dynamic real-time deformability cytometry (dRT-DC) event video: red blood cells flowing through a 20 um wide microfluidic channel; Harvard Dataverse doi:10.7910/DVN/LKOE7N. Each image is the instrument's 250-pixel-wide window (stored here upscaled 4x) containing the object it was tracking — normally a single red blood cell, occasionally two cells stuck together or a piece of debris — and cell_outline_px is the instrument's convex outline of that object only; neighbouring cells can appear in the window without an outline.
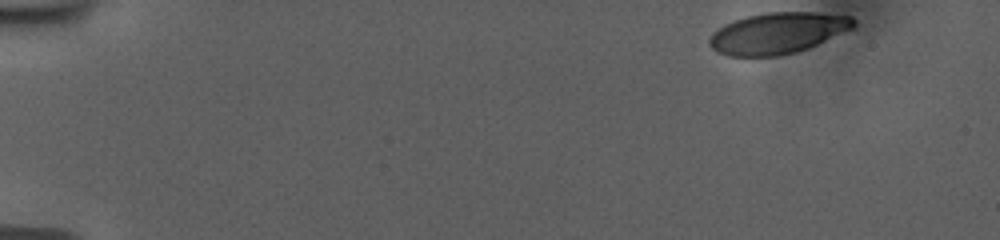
{"species": "human", "species_latin": "Homo sapiens", "temperature_condition": "room temperature", "stored_images_in_passage": 46, "camera_frame_rate_fps": 3000, "um_per_image_px": 0.085, "donor": {"sex": "female"}, "frame": {"image": 1, "passage_image": 1, "time_ms": 0.0, "image_size_px": [1000, 240], "cell_outline_px": [[856, 28], [808, 48], [796, 52], [780, 56], [728, 56], [716, 52], [708, 44], [708, 40], [712, 32], [724, 24], [748, 16], [768, 12], [816, 12], [852, 16], [856, 20]], "centroid_in_image_um": [66.13, 2.81], "position_along_channel_um": 18.9, "area_um2": 34.97}}
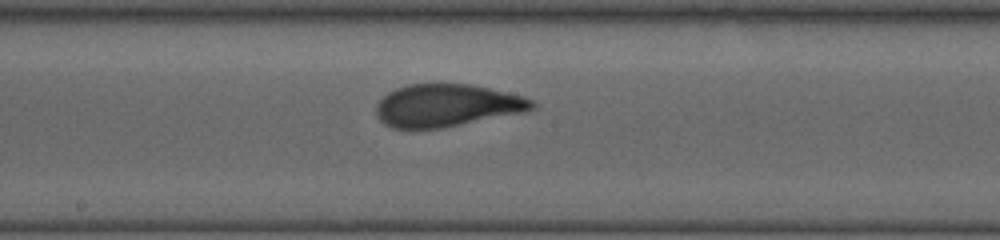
{"frame": {"image": 2, "passage_image": 27, "time_ms": 8.667, "image_size_px": [1000, 240], "cell_outline_px": [[536, 108], [524, 112], [444, 128], [392, 128], [384, 124], [376, 116], [376, 104], [388, 92], [396, 88], [408, 84], [472, 84], [524, 96], [532, 100], [536, 104]], "centroid_in_image_um": [37.98, 8.96], "position_along_channel_um": 210.2, "area_um2": 38.78}}
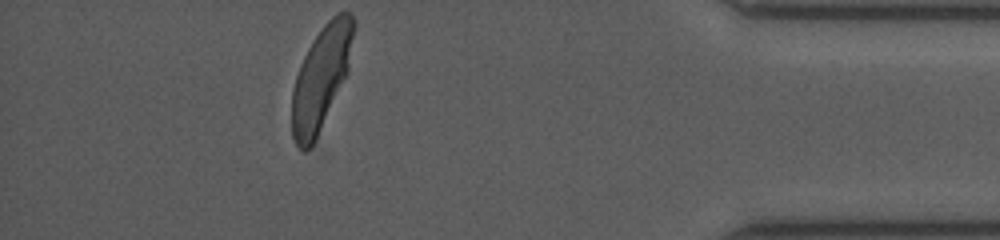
{"frame": {"image": 3, "passage_image": 46, "time_ms": 15.0, "image_size_px": [1000, 240], "cell_outline_px": [[356, 24], [348, 72], [312, 144], [304, 152], [296, 144], [292, 136], [292, 88], [300, 64], [312, 40], [324, 24], [336, 12], [348, 12], [356, 20]], "centroid_in_image_um": [27.3, 6.54], "position_along_channel_um": 407.9, "area_um2": 36.82}, "authors_computed_cell_mechanics": {"area_um2": 38.4948, "velocity_mm_per_s": 3.7297, "shape_relaxation_time_tau1_ms": 5.1261, "shape_relaxation_time_tau2_ms": null, "deformation_change_tau1": 0.2067, "deformation_change_tau2": null}}